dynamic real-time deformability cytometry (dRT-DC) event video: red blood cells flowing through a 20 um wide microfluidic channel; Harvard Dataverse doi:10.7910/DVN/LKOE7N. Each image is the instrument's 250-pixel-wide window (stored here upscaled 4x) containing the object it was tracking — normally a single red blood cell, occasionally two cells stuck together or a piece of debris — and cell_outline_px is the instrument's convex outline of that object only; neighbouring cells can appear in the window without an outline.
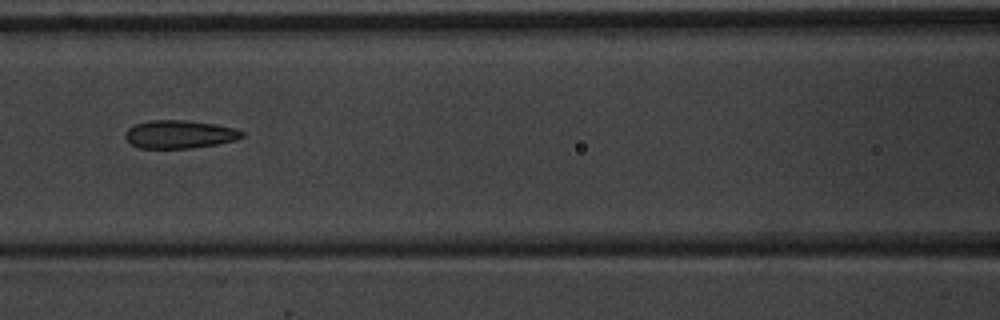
{"species": "common noctule bat (a hibernating species)", "species_latin": "Nyctalus noctula", "temperature_condition": "warm", "stored_images_in_passage": 7, "camera_frame_rate_fps": 3000, "um_per_image_px": 0.085, "animal": {"sex": "male", "body_mass_g": 20.1, "forearm_length_mm": 53.5}, "frame": {"image": 1, "passage_image": 6, "time_ms": 5.667, "image_size_px": [1000, 320], "cell_outline_px": [[244, 136], [236, 140], [216, 144], [192, 148], [140, 148], [132, 144], [124, 136], [124, 132], [128, 128], [136, 124], [148, 120], [188, 120], [216, 124], [236, 128], [244, 132]], "centroid_in_image_um": [15.27, 11.4], "position_along_channel_um": 151.3, "area_um2": 19.25}}
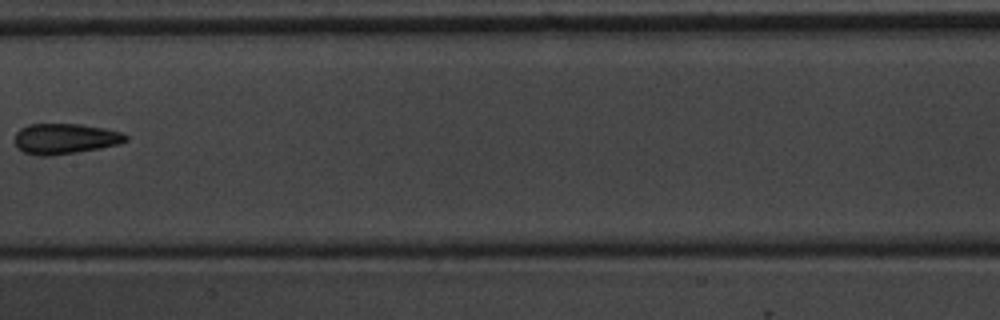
{"frame": {"image": 2, "passage_image": 7, "time_ms": 7.0, "image_size_px": [1000, 320], "cell_outline_px": [[128, 140], [120, 144], [100, 148], [52, 156], [36, 156], [24, 152], [16, 148], [16, 132], [20, 128], [28, 124], [80, 124], [104, 128], [124, 132], [128, 136]], "centroid_in_image_um": [5.54, 11.79], "position_along_channel_um": 201.9, "area_um2": 19.94}}